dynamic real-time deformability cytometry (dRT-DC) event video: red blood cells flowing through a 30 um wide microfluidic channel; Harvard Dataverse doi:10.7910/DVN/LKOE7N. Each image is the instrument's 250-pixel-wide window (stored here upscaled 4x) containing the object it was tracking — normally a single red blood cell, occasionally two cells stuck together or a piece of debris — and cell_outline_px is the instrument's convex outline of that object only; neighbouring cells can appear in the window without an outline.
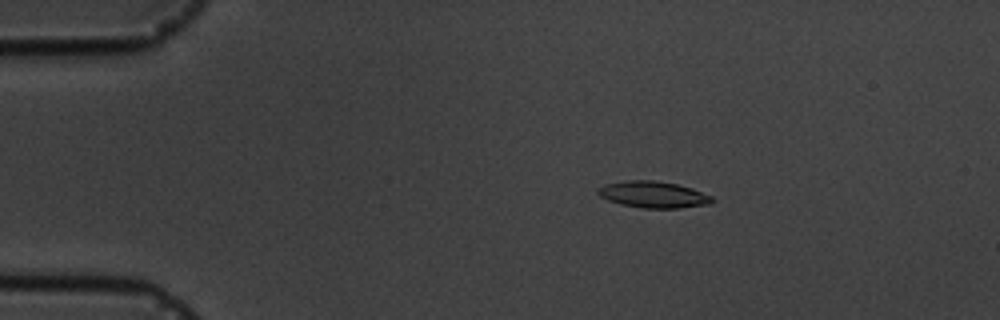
{"species": "common noctule bat (a hibernating species)", "species_latin": "Nyctalus noctula", "temperature_condition": "cold", "stored_images_in_passage": 7, "camera_frame_rate_fps": 3000, "um_per_image_px": 0.085, "animal": {"sex": "male", "body_mass_g": 19.5, "forearm_length_mm": 54.6}, "frame": {"image": 1, "passage_image": 3, "time_ms": 2.0, "image_size_px": [1000, 320], "cell_outline_px": [[716, 200], [708, 204], [676, 208], [644, 208], [620, 204], [608, 200], [600, 196], [596, 192], [604, 184], [628, 180], [652, 180], [676, 184], [692, 188], [712, 196]], "centroid_in_image_um": [55.53, 16.53], "position_along_channel_um": 29.5, "area_um2": 17.51}}
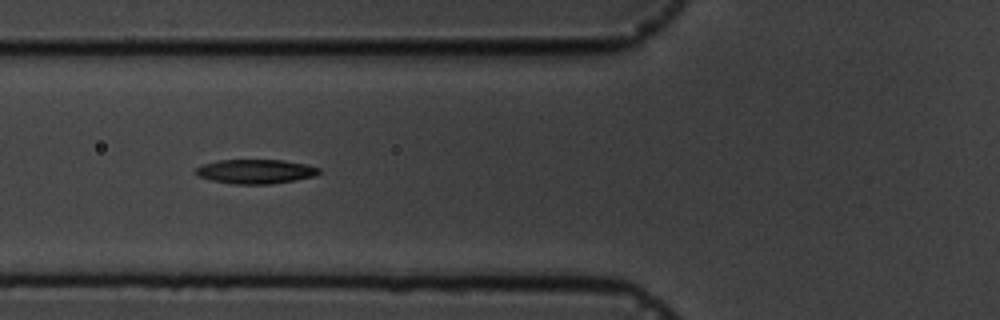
{"frame": {"image": 2, "passage_image": 6, "time_ms": 5.667, "image_size_px": [1000, 320], "cell_outline_px": [[320, 172], [316, 176], [296, 180], [272, 184], [232, 184], [212, 180], [200, 176], [192, 172], [196, 168], [204, 164], [220, 160], [284, 160], [304, 164], [320, 168]], "centroid_in_image_um": [21.74, 14.58], "position_along_channel_um": 104.1, "area_um2": 17.46}}
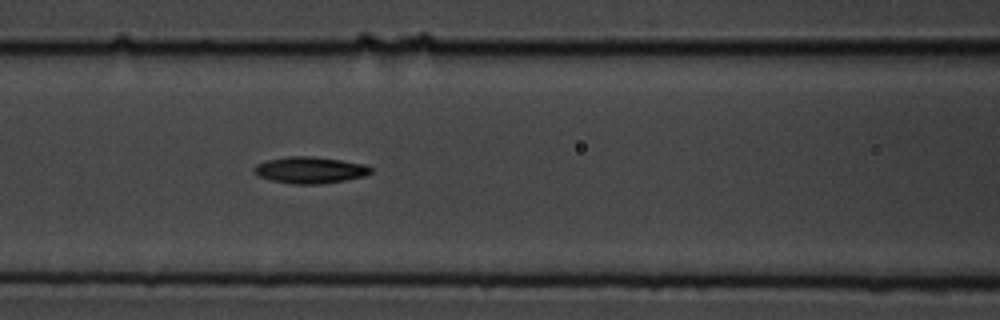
{"frame": {"image": 3, "passage_image": 7, "time_ms": 6.667, "image_size_px": [1000, 320], "cell_outline_px": [[372, 172], [364, 176], [344, 180], [320, 184], [292, 184], [272, 180], [256, 176], [252, 172], [252, 168], [256, 164], [268, 160], [288, 156], [308, 156], [340, 160], [368, 164], [372, 168]], "centroid_in_image_um": [26.33, 14.45], "position_along_channel_um": 140.3, "area_um2": 18.15}}